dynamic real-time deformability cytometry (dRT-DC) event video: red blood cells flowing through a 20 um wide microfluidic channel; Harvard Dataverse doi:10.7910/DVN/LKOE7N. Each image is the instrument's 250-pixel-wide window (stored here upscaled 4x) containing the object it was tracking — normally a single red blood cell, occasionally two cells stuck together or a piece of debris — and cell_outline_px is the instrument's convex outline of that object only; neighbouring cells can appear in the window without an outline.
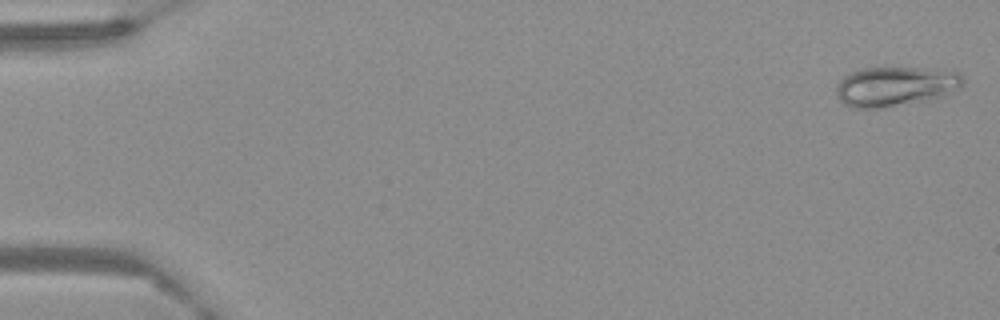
{"species": "Egyptian fruit bat (a non-hibernating species)", "species_latin": "Rousettus aegyptiacus", "temperature_condition": "warm", "stored_images_in_passage": 62, "camera_frame_rate_fps": 3000, "um_per_image_px": 0.085, "frame": {"image": 1, "passage_image": 2, "time_ms": 0.333, "image_size_px": [1000, 320], "cell_outline_px": [[964, 84], [960, 88], [944, 96], [928, 100], [876, 108], [852, 108], [844, 104], [840, 100], [836, 92], [836, 84], [844, 76], [860, 68], [936, 68], [956, 72], [964, 76]], "centroid_in_image_um": [76.13, 7.33], "position_along_channel_um": 8.9, "area_um2": 29.42}}
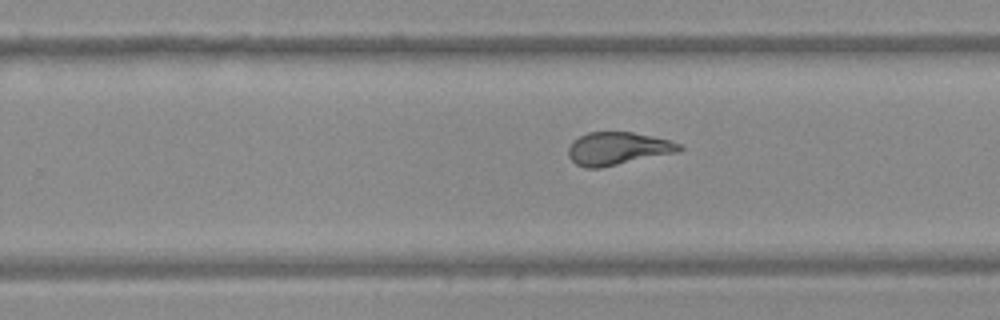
{"frame": {"image": 2, "passage_image": 40, "time_ms": 13.0, "image_size_px": [1000, 320], "cell_outline_px": [[684, 148], [680, 152], [600, 168], [584, 168], [576, 164], [568, 156], [568, 148], [572, 140], [588, 132], [632, 132], [668, 140], [680, 144]], "centroid_in_image_um": [52.5, 12.64], "position_along_channel_um": 277.3, "area_um2": 21.33}}
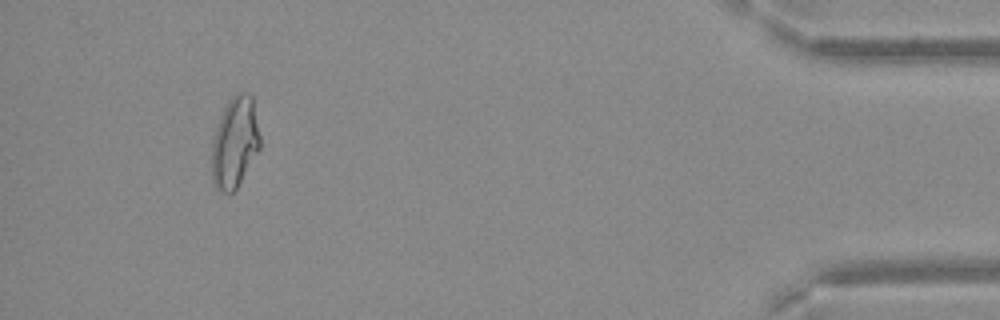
{"frame": {"image": 3, "passage_image": 58, "time_ms": 19.0, "image_size_px": [1000, 320], "cell_outline_px": [[260, 148], [236, 188], [232, 192], [224, 192], [216, 188], [212, 184], [212, 140], [220, 116], [228, 100], [236, 92], [248, 92], [252, 96], [260, 136]], "centroid_in_image_um": [19.95, 12.08], "position_along_channel_um": 415.2, "area_um2": 25.49}}